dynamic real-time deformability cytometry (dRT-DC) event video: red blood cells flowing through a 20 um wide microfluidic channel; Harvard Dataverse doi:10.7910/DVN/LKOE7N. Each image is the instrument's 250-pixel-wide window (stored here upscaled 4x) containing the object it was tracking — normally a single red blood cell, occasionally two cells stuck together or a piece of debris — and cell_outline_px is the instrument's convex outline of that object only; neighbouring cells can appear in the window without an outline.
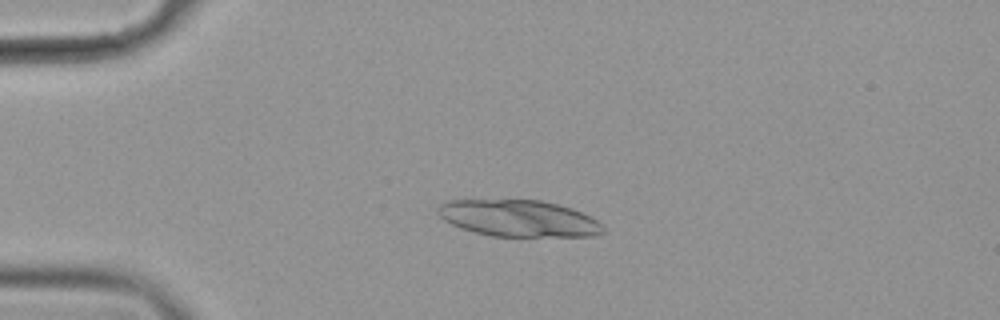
{"species": "common noctule bat (a hibernating species)", "species_latin": "Nyctalus noctula", "temperature_condition": "cold", "stored_images_in_passage": 43, "segment_of_instrument_passage": [1, 2], "camera_frame_rate_fps": 3000, "um_per_image_px": 0.085, "animal": {"sex": "female", "body_mass_g": 19.9}, "frame": {"image": 1, "passage_image": 1, "time_ms": 0.0, "image_size_px": [1000, 320], "cell_outline_px": [[604, 232], [596, 236], [492, 236], [460, 228], [444, 220], [436, 212], [436, 208], [440, 204], [448, 200], [540, 200], [572, 208], [596, 220], [604, 228]], "centroid_in_image_um": [44.05, 18.56], "position_along_channel_um": 40.9, "area_um2": 35.08}}